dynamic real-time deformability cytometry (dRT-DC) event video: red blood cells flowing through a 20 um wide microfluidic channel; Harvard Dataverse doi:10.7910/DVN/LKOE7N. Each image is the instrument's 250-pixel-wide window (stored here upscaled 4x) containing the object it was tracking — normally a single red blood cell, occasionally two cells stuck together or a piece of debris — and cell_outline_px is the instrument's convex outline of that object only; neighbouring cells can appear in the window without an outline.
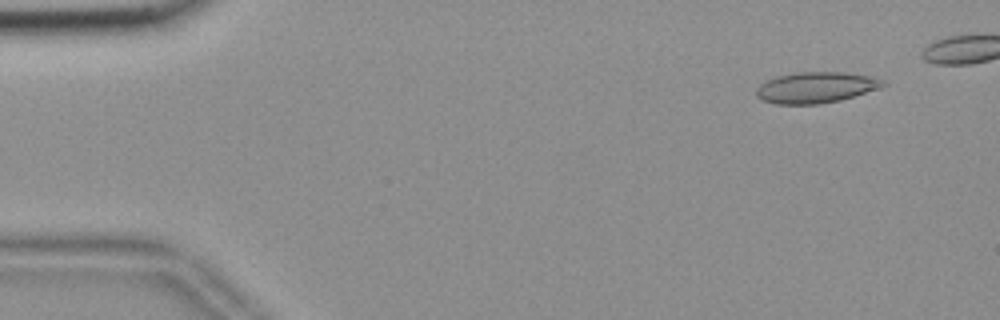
{"species": "common noctule bat (a hibernating species)", "species_latin": "Nyctalus noctula", "temperature_condition": "room temperature", "stored_images_in_passage": 49, "camera_frame_rate_fps": 3000, "um_per_image_px": 0.085, "animal": {"sex": "female", "body_mass_g": 18.4}, "frame": {"image": 1, "passage_image": 5, "time_ms": 1.333, "image_size_px": [1000, 320], "cell_outline_px": [[888, 84], [880, 88], [840, 100], [820, 104], [776, 104], [760, 100], [756, 96], [756, 88], [760, 84], [776, 76], [796, 72], [844, 72], [872, 76], [884, 80]], "centroid_in_image_um": [69.35, 7.43], "position_along_channel_um": 15.6, "area_um2": 23.06}}
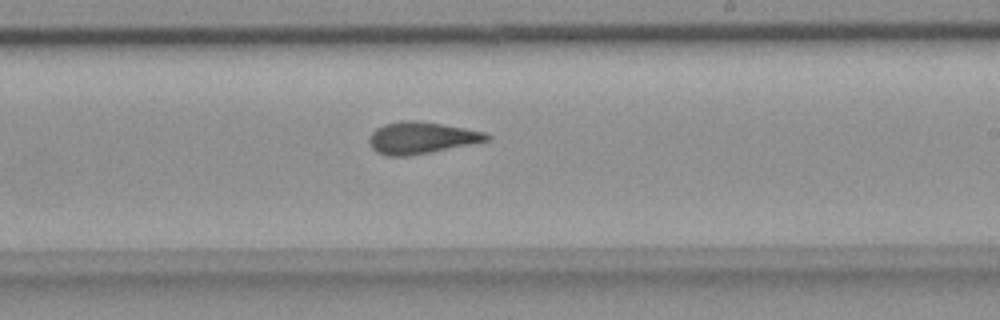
{"frame": {"image": 2, "passage_image": 33, "time_ms": 10.667, "image_size_px": [1000, 320], "cell_outline_px": [[492, 136], [488, 140], [432, 152], [408, 156], [384, 156], [376, 152], [368, 144], [368, 136], [376, 128], [384, 124], [400, 120], [416, 120], [464, 128], [484, 132]], "centroid_in_image_um": [35.74, 11.72], "position_along_channel_um": 253.3, "area_um2": 21.85}}
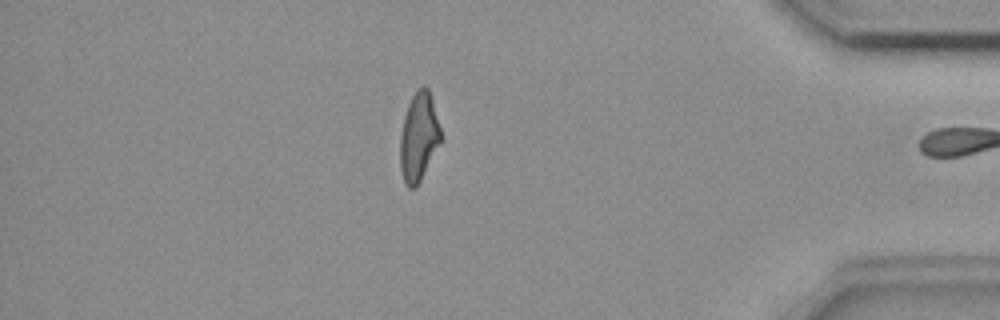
{"frame": {"image": 3, "passage_image": 48, "time_ms": 15.667, "image_size_px": [1000, 320], "cell_outline_px": [[440, 144], [416, 188], [408, 188], [404, 184], [400, 168], [400, 136], [404, 116], [408, 104], [412, 96], [424, 84], [428, 88], [432, 100], [440, 128]], "centroid_in_image_um": [35.57, 11.68], "position_along_channel_um": 399.6, "area_um2": 20.81}, "authors_computed_cell_mechanics": {"area_um2": 21.7906, "velocity_mm_per_s": 3.6804, "shape_relaxation_time_tau1_ms": null, "shape_relaxation_time_tau2_ms": 1.4429, "deformation_change_tau1": null, "deformation_change_tau2": 0.081}}